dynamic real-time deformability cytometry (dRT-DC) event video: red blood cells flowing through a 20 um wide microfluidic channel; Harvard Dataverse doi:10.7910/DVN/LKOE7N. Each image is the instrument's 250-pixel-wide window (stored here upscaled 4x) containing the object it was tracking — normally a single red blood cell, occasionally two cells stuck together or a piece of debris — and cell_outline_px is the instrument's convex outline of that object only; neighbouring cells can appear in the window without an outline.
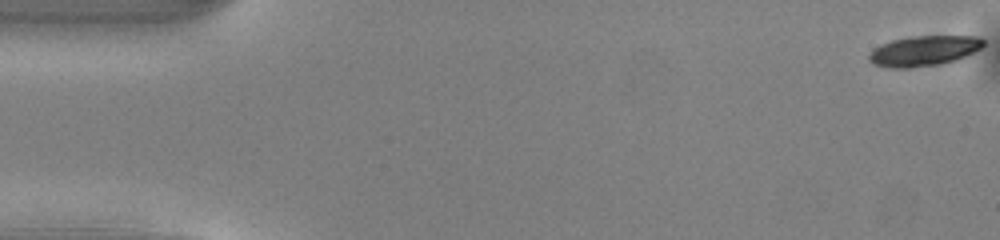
{"species": "common noctule bat (a hibernating species)", "species_latin": "Nyctalus noctula", "temperature_condition": "warm", "stored_images_in_passage": 51, "camera_frame_rate_fps": 3000, "um_per_image_px": 0.085, "animal": {"sex": "male", "body_mass_g": 13.0, "forearm_length_mm": 53.1}, "frame": {"image": 1, "passage_image": 1, "time_ms": 0.0, "image_size_px": [1000, 240], "cell_outline_px": [[984, 44], [980, 48], [956, 60], [940, 64], [912, 68], [888, 68], [872, 64], [868, 60], [868, 56], [872, 48], [880, 44], [892, 40], [912, 36], [980, 36], [984, 40]], "centroid_in_image_um": [78.47, 4.33], "position_along_channel_um": 6.5, "area_um2": 20.35}}
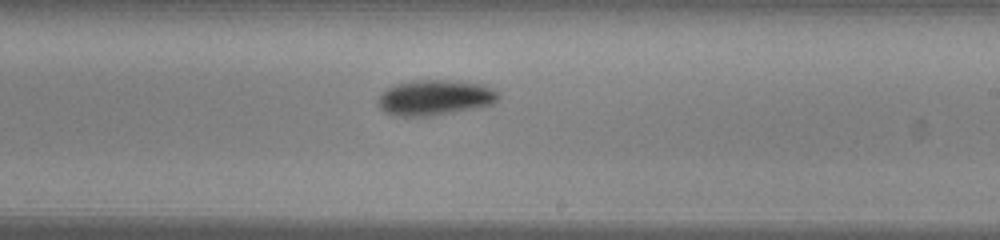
{"frame": {"image": 2, "passage_image": 30, "time_ms": 9.667, "image_size_px": [1000, 240], "cell_outline_px": [[500, 96], [492, 104], [432, 116], [400, 116], [384, 112], [376, 104], [376, 100], [392, 84], [412, 80], [452, 80], [484, 84], [500, 92]], "centroid_in_image_um": [36.95, 8.28], "position_along_channel_um": 252.1, "area_um2": 24.97}}
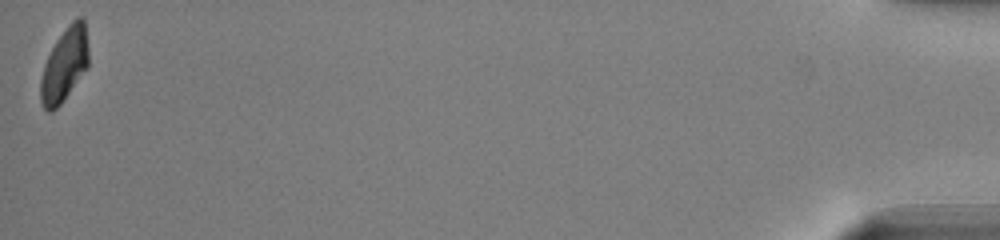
{"frame": {"image": 3, "passage_image": 51, "time_ms": 16.667, "image_size_px": [1000, 240], "cell_outline_px": [[88, 68], [60, 104], [52, 112], [48, 112], [40, 104], [40, 80], [44, 64], [56, 40], [68, 24], [76, 16], [80, 16], [84, 20], [88, 48]], "centroid_in_image_um": [5.47, 5.51], "position_along_channel_um": 429.7, "area_um2": 20.63}, "authors_computed_cell_mechanics": {"area_um2": 22.4842, "velocity_mm_per_s": 4.0263, "shape_relaxation_time_tau1_ms": 1.771, "shape_relaxation_time_tau2_ms": null, "deformation_change_tau1": 0.1171, "deformation_change_tau2": null}}